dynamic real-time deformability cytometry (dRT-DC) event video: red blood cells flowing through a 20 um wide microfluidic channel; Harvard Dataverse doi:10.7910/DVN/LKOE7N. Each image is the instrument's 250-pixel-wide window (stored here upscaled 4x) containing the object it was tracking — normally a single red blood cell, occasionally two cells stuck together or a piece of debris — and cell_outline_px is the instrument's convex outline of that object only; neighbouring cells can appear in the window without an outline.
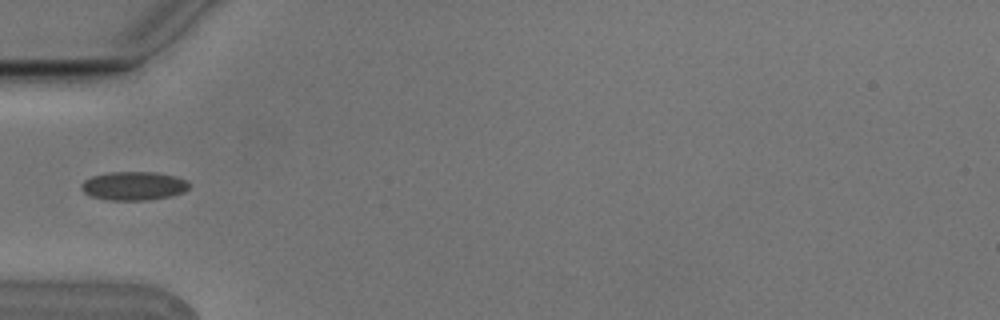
{"species": "Egyptian fruit bat (a non-hibernating species)", "species_latin": "Rousettus aegyptiacus", "temperature_condition": "cold", "stored_images_in_passage": 6, "camera_frame_rate_fps": 3000, "um_per_image_px": 0.085, "animal": {"sex": "male"}, "frame": {"image": 1, "passage_image": 5, "time_ms": 1.333, "image_size_px": [1000, 320], "cell_outline_px": [[188, 188], [184, 192], [172, 196], [148, 200], [108, 200], [92, 196], [84, 192], [80, 188], [80, 184], [84, 180], [92, 176], [108, 172], [156, 172], [176, 176], [188, 180]], "centroid_in_image_um": [11.37, 15.79], "position_along_channel_um": 73.6, "area_um2": 18.15}}